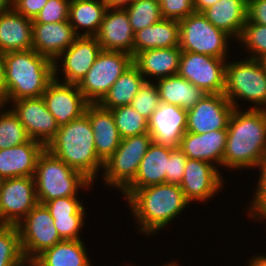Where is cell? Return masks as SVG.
<instances>
[{
    "mask_svg": "<svg viewBox=\"0 0 266 266\" xmlns=\"http://www.w3.org/2000/svg\"><path fill=\"white\" fill-rule=\"evenodd\" d=\"M81 239L62 240L44 250L31 264L34 266H91Z\"/></svg>",
    "mask_w": 266,
    "mask_h": 266,
    "instance_id": "cell-29",
    "label": "cell"
},
{
    "mask_svg": "<svg viewBox=\"0 0 266 266\" xmlns=\"http://www.w3.org/2000/svg\"><path fill=\"white\" fill-rule=\"evenodd\" d=\"M157 89L162 103L190 110L206 94L178 74L158 80Z\"/></svg>",
    "mask_w": 266,
    "mask_h": 266,
    "instance_id": "cell-30",
    "label": "cell"
},
{
    "mask_svg": "<svg viewBox=\"0 0 266 266\" xmlns=\"http://www.w3.org/2000/svg\"><path fill=\"white\" fill-rule=\"evenodd\" d=\"M71 0H48L32 20L33 23H57L68 21Z\"/></svg>",
    "mask_w": 266,
    "mask_h": 266,
    "instance_id": "cell-39",
    "label": "cell"
},
{
    "mask_svg": "<svg viewBox=\"0 0 266 266\" xmlns=\"http://www.w3.org/2000/svg\"><path fill=\"white\" fill-rule=\"evenodd\" d=\"M240 41L252 51L250 59H259L266 55V26L251 23L248 20L243 26Z\"/></svg>",
    "mask_w": 266,
    "mask_h": 266,
    "instance_id": "cell-37",
    "label": "cell"
},
{
    "mask_svg": "<svg viewBox=\"0 0 266 266\" xmlns=\"http://www.w3.org/2000/svg\"><path fill=\"white\" fill-rule=\"evenodd\" d=\"M30 139L12 109L0 113V150L21 145Z\"/></svg>",
    "mask_w": 266,
    "mask_h": 266,
    "instance_id": "cell-36",
    "label": "cell"
},
{
    "mask_svg": "<svg viewBox=\"0 0 266 266\" xmlns=\"http://www.w3.org/2000/svg\"><path fill=\"white\" fill-rule=\"evenodd\" d=\"M101 50L96 36H77L72 45L57 58L64 59L62 71H64L65 81L63 83L78 85Z\"/></svg>",
    "mask_w": 266,
    "mask_h": 266,
    "instance_id": "cell-19",
    "label": "cell"
},
{
    "mask_svg": "<svg viewBox=\"0 0 266 266\" xmlns=\"http://www.w3.org/2000/svg\"><path fill=\"white\" fill-rule=\"evenodd\" d=\"M160 103L157 85H153V83H150L148 80L140 87L130 105L138 111L141 116L149 120L151 114L157 109Z\"/></svg>",
    "mask_w": 266,
    "mask_h": 266,
    "instance_id": "cell-38",
    "label": "cell"
},
{
    "mask_svg": "<svg viewBox=\"0 0 266 266\" xmlns=\"http://www.w3.org/2000/svg\"><path fill=\"white\" fill-rule=\"evenodd\" d=\"M101 0H71L69 5V23L77 36L79 26L87 28L82 36H96L106 11Z\"/></svg>",
    "mask_w": 266,
    "mask_h": 266,
    "instance_id": "cell-31",
    "label": "cell"
},
{
    "mask_svg": "<svg viewBox=\"0 0 266 266\" xmlns=\"http://www.w3.org/2000/svg\"><path fill=\"white\" fill-rule=\"evenodd\" d=\"M5 102L0 98V110L4 106Z\"/></svg>",
    "mask_w": 266,
    "mask_h": 266,
    "instance_id": "cell-54",
    "label": "cell"
},
{
    "mask_svg": "<svg viewBox=\"0 0 266 266\" xmlns=\"http://www.w3.org/2000/svg\"><path fill=\"white\" fill-rule=\"evenodd\" d=\"M152 142L149 133L121 139L116 151L103 164L106 184L123 191L134 180L140 162Z\"/></svg>",
    "mask_w": 266,
    "mask_h": 266,
    "instance_id": "cell-9",
    "label": "cell"
},
{
    "mask_svg": "<svg viewBox=\"0 0 266 266\" xmlns=\"http://www.w3.org/2000/svg\"><path fill=\"white\" fill-rule=\"evenodd\" d=\"M38 204L34 177L0 180V223L17 226Z\"/></svg>",
    "mask_w": 266,
    "mask_h": 266,
    "instance_id": "cell-12",
    "label": "cell"
},
{
    "mask_svg": "<svg viewBox=\"0 0 266 266\" xmlns=\"http://www.w3.org/2000/svg\"><path fill=\"white\" fill-rule=\"evenodd\" d=\"M251 209L253 210L250 211V216L257 217V219L266 218V188H257Z\"/></svg>",
    "mask_w": 266,
    "mask_h": 266,
    "instance_id": "cell-46",
    "label": "cell"
},
{
    "mask_svg": "<svg viewBox=\"0 0 266 266\" xmlns=\"http://www.w3.org/2000/svg\"><path fill=\"white\" fill-rule=\"evenodd\" d=\"M247 20L266 26V0H248Z\"/></svg>",
    "mask_w": 266,
    "mask_h": 266,
    "instance_id": "cell-45",
    "label": "cell"
},
{
    "mask_svg": "<svg viewBox=\"0 0 266 266\" xmlns=\"http://www.w3.org/2000/svg\"><path fill=\"white\" fill-rule=\"evenodd\" d=\"M248 0H219L202 14L218 29L237 40L247 21Z\"/></svg>",
    "mask_w": 266,
    "mask_h": 266,
    "instance_id": "cell-27",
    "label": "cell"
},
{
    "mask_svg": "<svg viewBox=\"0 0 266 266\" xmlns=\"http://www.w3.org/2000/svg\"><path fill=\"white\" fill-rule=\"evenodd\" d=\"M164 19L180 21L194 13V0H158Z\"/></svg>",
    "mask_w": 266,
    "mask_h": 266,
    "instance_id": "cell-41",
    "label": "cell"
},
{
    "mask_svg": "<svg viewBox=\"0 0 266 266\" xmlns=\"http://www.w3.org/2000/svg\"><path fill=\"white\" fill-rule=\"evenodd\" d=\"M17 226L0 225V266H26ZM25 264V265H24Z\"/></svg>",
    "mask_w": 266,
    "mask_h": 266,
    "instance_id": "cell-33",
    "label": "cell"
},
{
    "mask_svg": "<svg viewBox=\"0 0 266 266\" xmlns=\"http://www.w3.org/2000/svg\"><path fill=\"white\" fill-rule=\"evenodd\" d=\"M121 139L148 133V120L131 105L111 109Z\"/></svg>",
    "mask_w": 266,
    "mask_h": 266,
    "instance_id": "cell-34",
    "label": "cell"
},
{
    "mask_svg": "<svg viewBox=\"0 0 266 266\" xmlns=\"http://www.w3.org/2000/svg\"><path fill=\"white\" fill-rule=\"evenodd\" d=\"M178 264H175L174 262H173V264L171 263H169L168 265H164V266H177Z\"/></svg>",
    "mask_w": 266,
    "mask_h": 266,
    "instance_id": "cell-55",
    "label": "cell"
},
{
    "mask_svg": "<svg viewBox=\"0 0 266 266\" xmlns=\"http://www.w3.org/2000/svg\"><path fill=\"white\" fill-rule=\"evenodd\" d=\"M45 148L92 183L99 168H103L104 163L97 156L94 134L86 114L60 126Z\"/></svg>",
    "mask_w": 266,
    "mask_h": 266,
    "instance_id": "cell-4",
    "label": "cell"
},
{
    "mask_svg": "<svg viewBox=\"0 0 266 266\" xmlns=\"http://www.w3.org/2000/svg\"><path fill=\"white\" fill-rule=\"evenodd\" d=\"M6 80H5V64L3 54L0 53V98L6 103Z\"/></svg>",
    "mask_w": 266,
    "mask_h": 266,
    "instance_id": "cell-47",
    "label": "cell"
},
{
    "mask_svg": "<svg viewBox=\"0 0 266 266\" xmlns=\"http://www.w3.org/2000/svg\"><path fill=\"white\" fill-rule=\"evenodd\" d=\"M12 8V3L9 0H0V14L5 13Z\"/></svg>",
    "mask_w": 266,
    "mask_h": 266,
    "instance_id": "cell-52",
    "label": "cell"
},
{
    "mask_svg": "<svg viewBox=\"0 0 266 266\" xmlns=\"http://www.w3.org/2000/svg\"><path fill=\"white\" fill-rule=\"evenodd\" d=\"M179 47V21L162 18L134 33L133 57L155 48Z\"/></svg>",
    "mask_w": 266,
    "mask_h": 266,
    "instance_id": "cell-28",
    "label": "cell"
},
{
    "mask_svg": "<svg viewBox=\"0 0 266 266\" xmlns=\"http://www.w3.org/2000/svg\"><path fill=\"white\" fill-rule=\"evenodd\" d=\"M22 221L17 227L22 253L28 263H31L44 250L63 240L44 204L38 203Z\"/></svg>",
    "mask_w": 266,
    "mask_h": 266,
    "instance_id": "cell-10",
    "label": "cell"
},
{
    "mask_svg": "<svg viewBox=\"0 0 266 266\" xmlns=\"http://www.w3.org/2000/svg\"><path fill=\"white\" fill-rule=\"evenodd\" d=\"M58 81V76L54 73V79L48 84L42 97L60 127L85 114L89 102L84 98L78 85Z\"/></svg>",
    "mask_w": 266,
    "mask_h": 266,
    "instance_id": "cell-14",
    "label": "cell"
},
{
    "mask_svg": "<svg viewBox=\"0 0 266 266\" xmlns=\"http://www.w3.org/2000/svg\"><path fill=\"white\" fill-rule=\"evenodd\" d=\"M105 5L106 8L113 9V8H125L129 6L133 0H101ZM128 4V5H127Z\"/></svg>",
    "mask_w": 266,
    "mask_h": 266,
    "instance_id": "cell-48",
    "label": "cell"
},
{
    "mask_svg": "<svg viewBox=\"0 0 266 266\" xmlns=\"http://www.w3.org/2000/svg\"><path fill=\"white\" fill-rule=\"evenodd\" d=\"M257 167H260L261 169V175L258 182L257 188H266V154L259 162V165Z\"/></svg>",
    "mask_w": 266,
    "mask_h": 266,
    "instance_id": "cell-50",
    "label": "cell"
},
{
    "mask_svg": "<svg viewBox=\"0 0 266 266\" xmlns=\"http://www.w3.org/2000/svg\"><path fill=\"white\" fill-rule=\"evenodd\" d=\"M48 0H14L12 8L24 17L34 19Z\"/></svg>",
    "mask_w": 266,
    "mask_h": 266,
    "instance_id": "cell-44",
    "label": "cell"
},
{
    "mask_svg": "<svg viewBox=\"0 0 266 266\" xmlns=\"http://www.w3.org/2000/svg\"><path fill=\"white\" fill-rule=\"evenodd\" d=\"M34 49L40 55L54 62V73L57 74L56 58L67 50L77 35L69 21L57 23H33L32 27Z\"/></svg>",
    "mask_w": 266,
    "mask_h": 266,
    "instance_id": "cell-18",
    "label": "cell"
},
{
    "mask_svg": "<svg viewBox=\"0 0 266 266\" xmlns=\"http://www.w3.org/2000/svg\"><path fill=\"white\" fill-rule=\"evenodd\" d=\"M218 1L219 0H194V10L195 12L202 13Z\"/></svg>",
    "mask_w": 266,
    "mask_h": 266,
    "instance_id": "cell-49",
    "label": "cell"
},
{
    "mask_svg": "<svg viewBox=\"0 0 266 266\" xmlns=\"http://www.w3.org/2000/svg\"><path fill=\"white\" fill-rule=\"evenodd\" d=\"M45 146L30 139L18 146L0 150V180L15 177H34L39 155Z\"/></svg>",
    "mask_w": 266,
    "mask_h": 266,
    "instance_id": "cell-21",
    "label": "cell"
},
{
    "mask_svg": "<svg viewBox=\"0 0 266 266\" xmlns=\"http://www.w3.org/2000/svg\"><path fill=\"white\" fill-rule=\"evenodd\" d=\"M124 9L128 13L134 33L162 19L158 0H133Z\"/></svg>",
    "mask_w": 266,
    "mask_h": 266,
    "instance_id": "cell-35",
    "label": "cell"
},
{
    "mask_svg": "<svg viewBox=\"0 0 266 266\" xmlns=\"http://www.w3.org/2000/svg\"><path fill=\"white\" fill-rule=\"evenodd\" d=\"M32 19L13 8L0 14V53L31 50L33 45Z\"/></svg>",
    "mask_w": 266,
    "mask_h": 266,
    "instance_id": "cell-24",
    "label": "cell"
},
{
    "mask_svg": "<svg viewBox=\"0 0 266 266\" xmlns=\"http://www.w3.org/2000/svg\"><path fill=\"white\" fill-rule=\"evenodd\" d=\"M44 205L49 210L53 219L63 216H84V207L77 197H60L47 201Z\"/></svg>",
    "mask_w": 266,
    "mask_h": 266,
    "instance_id": "cell-40",
    "label": "cell"
},
{
    "mask_svg": "<svg viewBox=\"0 0 266 266\" xmlns=\"http://www.w3.org/2000/svg\"><path fill=\"white\" fill-rule=\"evenodd\" d=\"M259 63L261 64L262 68L264 69L265 73H266V55L263 57H260L258 59Z\"/></svg>",
    "mask_w": 266,
    "mask_h": 266,
    "instance_id": "cell-53",
    "label": "cell"
},
{
    "mask_svg": "<svg viewBox=\"0 0 266 266\" xmlns=\"http://www.w3.org/2000/svg\"><path fill=\"white\" fill-rule=\"evenodd\" d=\"M227 141V129L215 130L203 134L186 132L181 138L179 149L189 159L209 163L215 161L222 165L223 154Z\"/></svg>",
    "mask_w": 266,
    "mask_h": 266,
    "instance_id": "cell-23",
    "label": "cell"
},
{
    "mask_svg": "<svg viewBox=\"0 0 266 266\" xmlns=\"http://www.w3.org/2000/svg\"><path fill=\"white\" fill-rule=\"evenodd\" d=\"M182 50L179 47L155 48L137 53L133 64L146 76H157L158 79L178 73Z\"/></svg>",
    "mask_w": 266,
    "mask_h": 266,
    "instance_id": "cell-25",
    "label": "cell"
},
{
    "mask_svg": "<svg viewBox=\"0 0 266 266\" xmlns=\"http://www.w3.org/2000/svg\"><path fill=\"white\" fill-rule=\"evenodd\" d=\"M187 157L179 148H173L170 151V157L168 159V172L166 173V183L180 184L184 172Z\"/></svg>",
    "mask_w": 266,
    "mask_h": 266,
    "instance_id": "cell-43",
    "label": "cell"
},
{
    "mask_svg": "<svg viewBox=\"0 0 266 266\" xmlns=\"http://www.w3.org/2000/svg\"><path fill=\"white\" fill-rule=\"evenodd\" d=\"M6 103L41 97L54 79V62L34 49L3 54Z\"/></svg>",
    "mask_w": 266,
    "mask_h": 266,
    "instance_id": "cell-3",
    "label": "cell"
},
{
    "mask_svg": "<svg viewBox=\"0 0 266 266\" xmlns=\"http://www.w3.org/2000/svg\"><path fill=\"white\" fill-rule=\"evenodd\" d=\"M84 216H63L54 219V225L63 240H79V231L84 225Z\"/></svg>",
    "mask_w": 266,
    "mask_h": 266,
    "instance_id": "cell-42",
    "label": "cell"
},
{
    "mask_svg": "<svg viewBox=\"0 0 266 266\" xmlns=\"http://www.w3.org/2000/svg\"><path fill=\"white\" fill-rule=\"evenodd\" d=\"M14 102L12 111L23 124L28 136L45 147L56 135L59 126L55 117L47 109L43 97L25 98Z\"/></svg>",
    "mask_w": 266,
    "mask_h": 266,
    "instance_id": "cell-15",
    "label": "cell"
},
{
    "mask_svg": "<svg viewBox=\"0 0 266 266\" xmlns=\"http://www.w3.org/2000/svg\"><path fill=\"white\" fill-rule=\"evenodd\" d=\"M225 59L182 51L178 75L208 94L225 90Z\"/></svg>",
    "mask_w": 266,
    "mask_h": 266,
    "instance_id": "cell-11",
    "label": "cell"
},
{
    "mask_svg": "<svg viewBox=\"0 0 266 266\" xmlns=\"http://www.w3.org/2000/svg\"><path fill=\"white\" fill-rule=\"evenodd\" d=\"M234 107L224 93L208 94L187 111L186 132L203 134L227 129Z\"/></svg>",
    "mask_w": 266,
    "mask_h": 266,
    "instance_id": "cell-13",
    "label": "cell"
},
{
    "mask_svg": "<svg viewBox=\"0 0 266 266\" xmlns=\"http://www.w3.org/2000/svg\"><path fill=\"white\" fill-rule=\"evenodd\" d=\"M34 180L37 201L41 204L60 197H76L78 187H89L92 183L46 148L38 157Z\"/></svg>",
    "mask_w": 266,
    "mask_h": 266,
    "instance_id": "cell-5",
    "label": "cell"
},
{
    "mask_svg": "<svg viewBox=\"0 0 266 266\" xmlns=\"http://www.w3.org/2000/svg\"><path fill=\"white\" fill-rule=\"evenodd\" d=\"M224 95L234 108L237 97L266 106V73L257 59L226 63ZM235 100V101H234Z\"/></svg>",
    "mask_w": 266,
    "mask_h": 266,
    "instance_id": "cell-7",
    "label": "cell"
},
{
    "mask_svg": "<svg viewBox=\"0 0 266 266\" xmlns=\"http://www.w3.org/2000/svg\"><path fill=\"white\" fill-rule=\"evenodd\" d=\"M187 110L174 104L160 103L148 120V133L154 143L178 148L186 133Z\"/></svg>",
    "mask_w": 266,
    "mask_h": 266,
    "instance_id": "cell-16",
    "label": "cell"
},
{
    "mask_svg": "<svg viewBox=\"0 0 266 266\" xmlns=\"http://www.w3.org/2000/svg\"><path fill=\"white\" fill-rule=\"evenodd\" d=\"M212 164L187 158L184 176L179 186L189 202L208 200L222 187L221 174Z\"/></svg>",
    "mask_w": 266,
    "mask_h": 266,
    "instance_id": "cell-17",
    "label": "cell"
},
{
    "mask_svg": "<svg viewBox=\"0 0 266 266\" xmlns=\"http://www.w3.org/2000/svg\"><path fill=\"white\" fill-rule=\"evenodd\" d=\"M229 35L216 28L202 13L194 12L179 21V48L225 59Z\"/></svg>",
    "mask_w": 266,
    "mask_h": 266,
    "instance_id": "cell-6",
    "label": "cell"
},
{
    "mask_svg": "<svg viewBox=\"0 0 266 266\" xmlns=\"http://www.w3.org/2000/svg\"><path fill=\"white\" fill-rule=\"evenodd\" d=\"M144 82V76L133 64L116 80L98 104L109 110L130 105Z\"/></svg>",
    "mask_w": 266,
    "mask_h": 266,
    "instance_id": "cell-32",
    "label": "cell"
},
{
    "mask_svg": "<svg viewBox=\"0 0 266 266\" xmlns=\"http://www.w3.org/2000/svg\"><path fill=\"white\" fill-rule=\"evenodd\" d=\"M85 114L90 120L94 134V144L98 158L104 163L116 151L121 137L115 124L111 110L98 103H89Z\"/></svg>",
    "mask_w": 266,
    "mask_h": 266,
    "instance_id": "cell-22",
    "label": "cell"
},
{
    "mask_svg": "<svg viewBox=\"0 0 266 266\" xmlns=\"http://www.w3.org/2000/svg\"><path fill=\"white\" fill-rule=\"evenodd\" d=\"M132 65L133 56L128 53L101 50L78 88L89 103H98Z\"/></svg>",
    "mask_w": 266,
    "mask_h": 266,
    "instance_id": "cell-8",
    "label": "cell"
},
{
    "mask_svg": "<svg viewBox=\"0 0 266 266\" xmlns=\"http://www.w3.org/2000/svg\"><path fill=\"white\" fill-rule=\"evenodd\" d=\"M172 149V147L152 142L140 162L134 180L125 189H141L151 185L166 183L168 159Z\"/></svg>",
    "mask_w": 266,
    "mask_h": 266,
    "instance_id": "cell-26",
    "label": "cell"
},
{
    "mask_svg": "<svg viewBox=\"0 0 266 266\" xmlns=\"http://www.w3.org/2000/svg\"><path fill=\"white\" fill-rule=\"evenodd\" d=\"M249 266H266V256L253 257Z\"/></svg>",
    "mask_w": 266,
    "mask_h": 266,
    "instance_id": "cell-51",
    "label": "cell"
},
{
    "mask_svg": "<svg viewBox=\"0 0 266 266\" xmlns=\"http://www.w3.org/2000/svg\"><path fill=\"white\" fill-rule=\"evenodd\" d=\"M246 112L234 108L227 127L222 165L229 168L257 167L266 154V108Z\"/></svg>",
    "mask_w": 266,
    "mask_h": 266,
    "instance_id": "cell-1",
    "label": "cell"
},
{
    "mask_svg": "<svg viewBox=\"0 0 266 266\" xmlns=\"http://www.w3.org/2000/svg\"><path fill=\"white\" fill-rule=\"evenodd\" d=\"M129 207L142 227L151 234L164 228L190 203L178 184L162 183L141 189H124Z\"/></svg>",
    "mask_w": 266,
    "mask_h": 266,
    "instance_id": "cell-2",
    "label": "cell"
},
{
    "mask_svg": "<svg viewBox=\"0 0 266 266\" xmlns=\"http://www.w3.org/2000/svg\"><path fill=\"white\" fill-rule=\"evenodd\" d=\"M106 9L100 30L96 35L102 50L121 51L133 56L134 31L128 13L123 8Z\"/></svg>",
    "mask_w": 266,
    "mask_h": 266,
    "instance_id": "cell-20",
    "label": "cell"
}]
</instances>
